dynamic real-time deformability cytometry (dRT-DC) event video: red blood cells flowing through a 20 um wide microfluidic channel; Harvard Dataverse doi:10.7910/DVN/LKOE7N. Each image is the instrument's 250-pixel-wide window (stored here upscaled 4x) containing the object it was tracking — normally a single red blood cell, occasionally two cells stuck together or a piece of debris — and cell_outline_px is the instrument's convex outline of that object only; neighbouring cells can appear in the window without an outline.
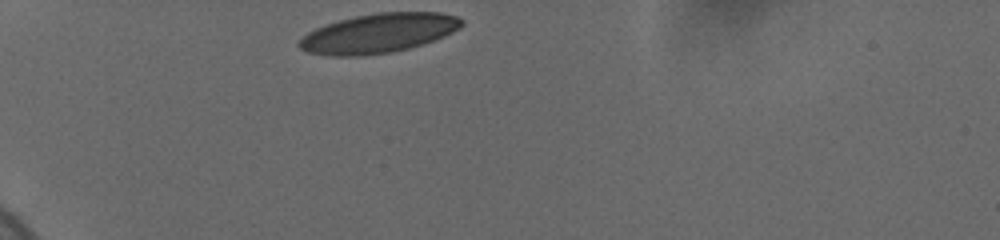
{"species": "human", "species_latin": "Homo sapiens", "temperature_condition": "cold", "stored_images_in_passage": 28, "camera_frame_rate_fps": 3000, "um_per_image_px": 0.085, "donor": {"sex": "female"}, "frame": {"image": 1, "passage_image": 1, "time_ms": 0.0, "image_size_px": [1000, 240], "cell_outline_px": [[464, 24], [460, 28], [444, 36], [408, 48], [392, 52], [364, 56], [328, 56], [308, 52], [300, 48], [296, 44], [308, 32], [316, 28], [340, 20], [356, 16], [376, 12], [440, 12], [456, 16], [464, 20]], "centroid_in_image_um": [32.18, 2.82], "position_along_channel_um": 52.8, "area_um2": 37.17}}
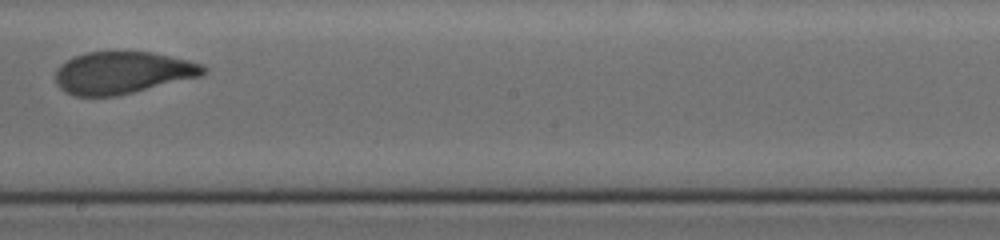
{"frame": {"image": 2, "passage_image": 17, "time_ms": 6.0, "image_size_px": [1000, 240], "cell_outline_px": [[208, 72], [200, 76], [116, 96], [76, 96], [60, 88], [56, 84], [56, 72], [60, 64], [72, 56], [84, 52], [152, 52], [188, 60], [204, 64], [208, 68]], "centroid_in_image_um": [10.42, 6.17], "position_along_channel_um": 237.8, "area_um2": 36.3}}
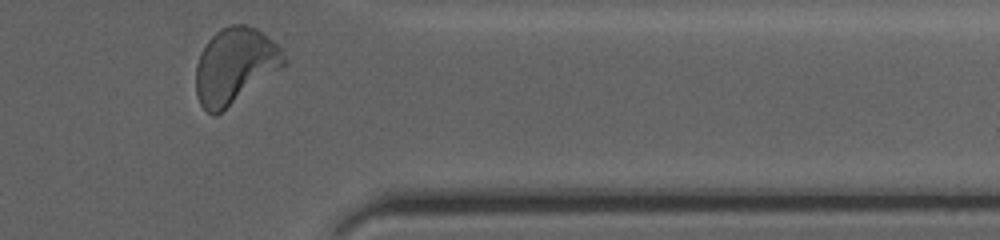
{"frame": {"image": 3, "passage_image": 28, "time_ms": 10.333, "image_size_px": [1000, 240], "cell_outline_px": [[288, 64], [216, 116], [208, 112], [200, 104], [196, 96], [196, 64], [200, 52], [208, 40], [216, 32], [232, 24], [244, 24], [256, 28], [272, 40], [280, 48], [288, 60]], "centroid_in_image_um": [19.97, 5.6], "position_along_channel_um": 391.4, "area_um2": 38.96}, "authors_computed_cell_mechanics": {"area_um2": 37.57, "velocity_mm_per_s": 3.6632, "shape_relaxation_time_tau1_ms": 4.2331, "shape_relaxation_time_tau2_ms": 0.8467, "deformation_change_tau1": 0.1527, "deformation_change_tau2": 0.0681}}